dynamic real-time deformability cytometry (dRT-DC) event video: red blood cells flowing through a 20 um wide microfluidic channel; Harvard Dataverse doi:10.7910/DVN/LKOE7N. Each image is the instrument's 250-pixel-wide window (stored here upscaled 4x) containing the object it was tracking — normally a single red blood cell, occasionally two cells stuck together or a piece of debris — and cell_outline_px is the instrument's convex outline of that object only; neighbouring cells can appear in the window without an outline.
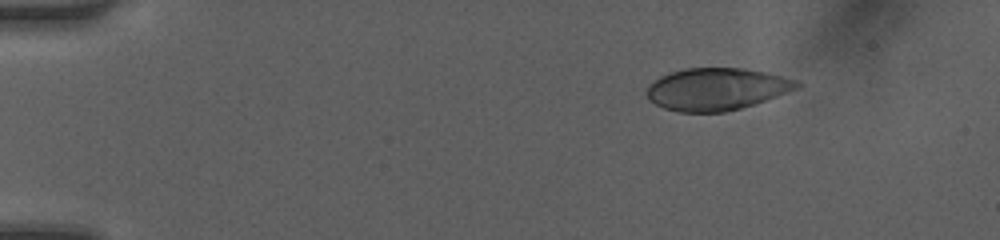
{"species": "human", "species_latin": "Homo sapiens", "temperature_condition": "room temperature", "stored_images_in_passage": 5, "camera_frame_rate_fps": 3000, "um_per_image_px": 0.085, "donor": {"sex": "female"}, "frame": {"image": 1, "passage_image": 1, "time_ms": 0.0, "image_size_px": [1000, 240], "cell_outline_px": [[804, 84], [796, 88], [756, 104], [724, 112], [676, 112], [664, 108], [648, 100], [644, 92], [648, 84], [660, 76], [668, 72], [684, 68], [744, 68], [768, 72], [800, 80]], "centroid_in_image_um": [60.89, 7.56], "position_along_channel_um": 24.1, "area_um2": 37.45}}
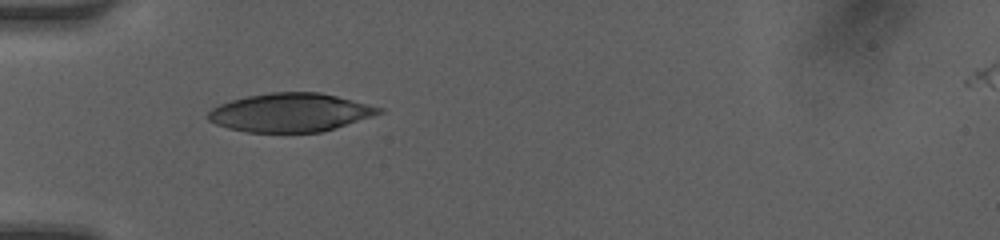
{"frame": {"image": 2, "passage_image": 4, "time_ms": 1.0, "image_size_px": [1000, 240], "cell_outline_px": [[384, 112], [372, 116], [320, 132], [248, 132], [228, 128], [216, 124], [208, 120], [204, 116], [212, 108], [220, 104], [232, 100], [248, 96], [268, 92], [320, 92], [384, 108]], "centroid_in_image_um": [24.64, 9.56], "position_along_channel_um": 60.4, "area_um2": 38.15}}
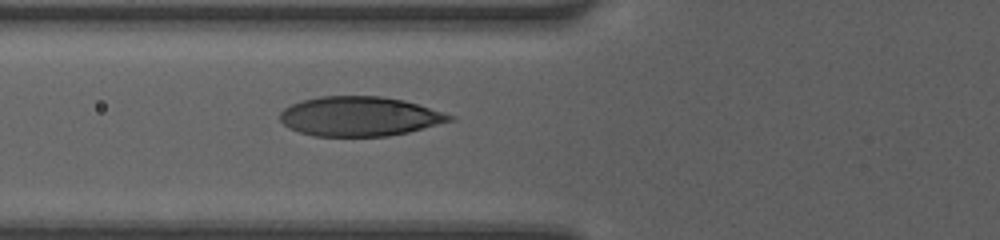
{"frame": {"image": 3, "passage_image": 5, "time_ms": 1.333, "image_size_px": [1000, 240], "cell_outline_px": [[456, 120], [408, 132], [388, 136], [312, 136], [300, 132], [284, 124], [280, 120], [280, 112], [284, 108], [292, 104], [304, 100], [320, 96], [380, 96], [404, 100], [456, 116]], "centroid_in_image_um": [30.59, 9.89], "position_along_channel_um": 95.2, "area_um2": 39.02}}